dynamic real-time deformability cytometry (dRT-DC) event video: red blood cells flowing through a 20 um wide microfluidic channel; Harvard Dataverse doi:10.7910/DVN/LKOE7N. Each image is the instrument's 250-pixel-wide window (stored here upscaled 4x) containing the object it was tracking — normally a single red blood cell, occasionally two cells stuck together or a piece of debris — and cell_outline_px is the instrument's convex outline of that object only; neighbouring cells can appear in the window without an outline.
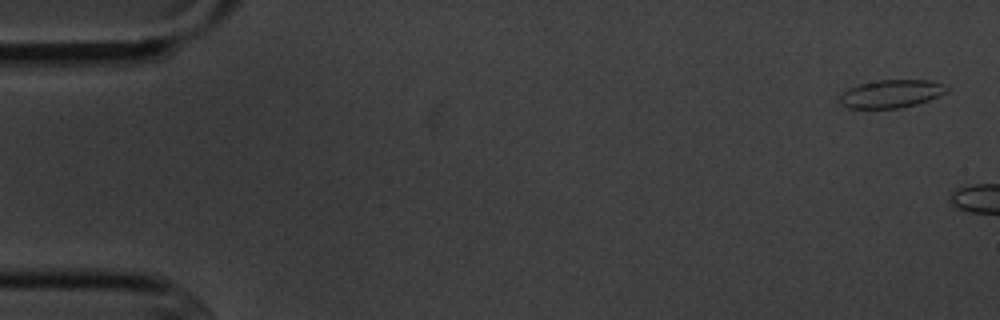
{"species": "common noctule bat (a hibernating species)", "species_latin": "Nyctalus noctula", "temperature_condition": "cold", "stored_images_in_passage": 2, "camera_frame_rate_fps": 3000, "um_per_image_px": 0.085, "animal": {"sex": "male", "body_mass_g": 20.1, "forearm_length_mm": 53.5}, "frame": {"image": 1, "passage_image": 1, "time_ms": 0.0, "image_size_px": [1000, 320], "cell_outline_px": [[948, 92], [940, 96], [916, 104], [900, 108], [848, 108], [840, 104], [836, 96], [840, 92], [856, 84], [880, 80], [928, 80], [944, 84], [948, 88]], "centroid_in_image_um": [75.69, 7.97], "position_along_channel_um": 9.3, "area_um2": 17.8}}